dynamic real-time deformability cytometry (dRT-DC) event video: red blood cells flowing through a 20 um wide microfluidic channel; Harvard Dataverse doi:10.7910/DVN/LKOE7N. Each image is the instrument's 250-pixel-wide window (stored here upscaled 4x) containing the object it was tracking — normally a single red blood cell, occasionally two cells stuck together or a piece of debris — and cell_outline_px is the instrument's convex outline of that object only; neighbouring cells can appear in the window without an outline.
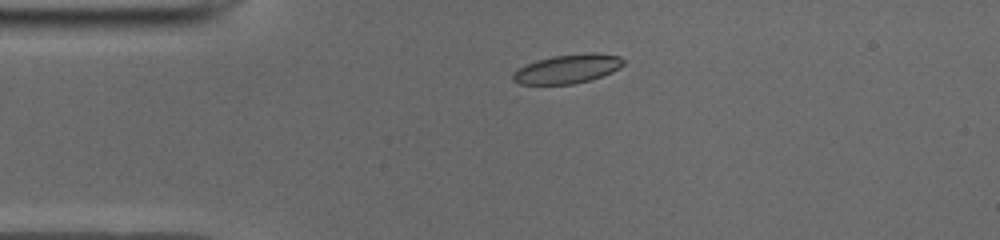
{"species": "common noctule bat (a hibernating species)", "species_latin": "Nyctalus noctula", "temperature_condition": "cold", "stored_images_in_passage": 41, "camera_frame_rate_fps": 3000, "um_per_image_px": 0.085, "animal": {"sex": "male", "body_mass_g": 19.0, "forearm_length_mm": 50.8}, "frame": {"image": 1, "passage_image": 1, "time_ms": 0.0, "image_size_px": [1000, 240], "cell_outline_px": [[624, 64], [620, 68], [612, 72], [588, 80], [572, 84], [520, 84], [512, 80], [512, 76], [520, 68], [528, 64], [552, 56], [592, 52], [596, 52], [620, 56], [624, 60]], "centroid_in_image_um": [48.29, 5.84], "position_along_channel_um": 36.7, "area_um2": 18.38}}
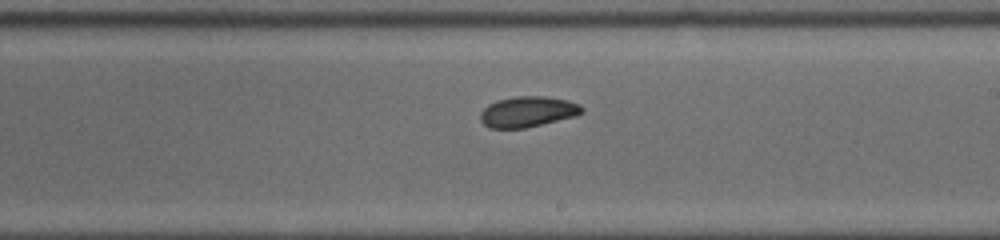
{"frame": {"image": 2, "passage_image": 19, "time_ms": 6.0, "image_size_px": [1000, 240], "cell_outline_px": [[584, 108], [576, 116], [524, 128], [488, 128], [480, 120], [480, 112], [488, 104], [496, 100], [516, 96], [544, 96], [568, 100], [580, 104]], "centroid_in_image_um": [44.83, 9.49], "position_along_channel_um": 244.2, "area_um2": 18.15}}
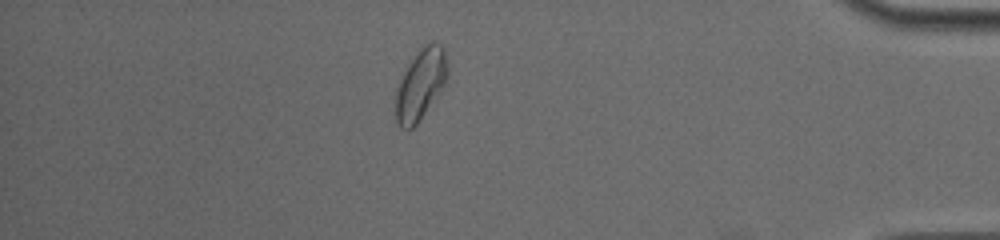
{"frame": {"image": 3, "passage_image": 34, "time_ms": 11.0, "image_size_px": [1000, 240], "cell_outline_px": [[448, 76], [444, 84], [416, 124], [412, 128], [400, 128], [396, 120], [396, 88], [408, 64], [420, 48], [432, 40], [440, 44], [444, 48], [448, 72]], "centroid_in_image_um": [35.74, 7.13], "position_along_channel_um": 399.5, "area_um2": 20.92}, "authors_computed_cell_mechanics": {"area_um2": 18.6694, "velocity_mm_per_s": 3.9332, "shape_relaxation_time_tau1_ms": 6.8064, "shape_relaxation_time_tau2_ms": 2.2488, "deformation_change_tau1": 0.1355, "deformation_change_tau2": 0.0561}}